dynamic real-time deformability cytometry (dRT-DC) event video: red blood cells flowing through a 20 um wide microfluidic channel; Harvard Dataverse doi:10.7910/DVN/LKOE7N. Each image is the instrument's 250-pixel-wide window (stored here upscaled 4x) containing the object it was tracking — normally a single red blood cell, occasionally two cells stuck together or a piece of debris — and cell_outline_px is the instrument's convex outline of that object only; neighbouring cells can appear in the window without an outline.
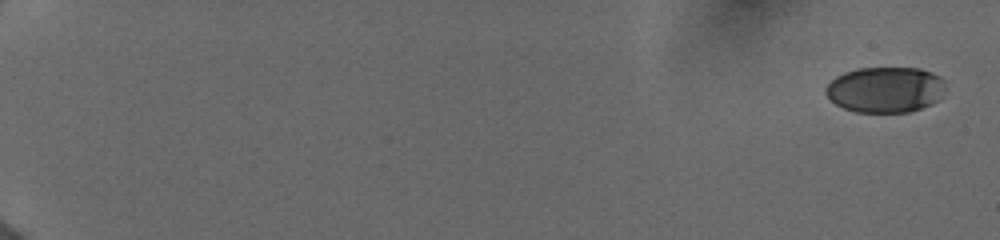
{"species": "human", "species_latin": "Homo sapiens", "temperature_condition": "cold", "stored_images_in_passage": 14, "camera_frame_rate_fps": 3000, "um_per_image_px": 0.085, "donor": {"sex": "female"}, "frame": {"image": 1, "passage_image": 1, "time_ms": 0.0, "image_size_px": [1000, 240], "cell_outline_px": [[944, 96], [932, 104], [908, 112], [856, 112], [844, 108], [836, 104], [824, 92], [824, 88], [836, 76], [844, 72], [856, 68], [920, 68], [932, 72], [940, 76], [944, 80]], "centroid_in_image_um": [75.27, 7.61], "position_along_channel_um": 9.7, "area_um2": 32.14}}
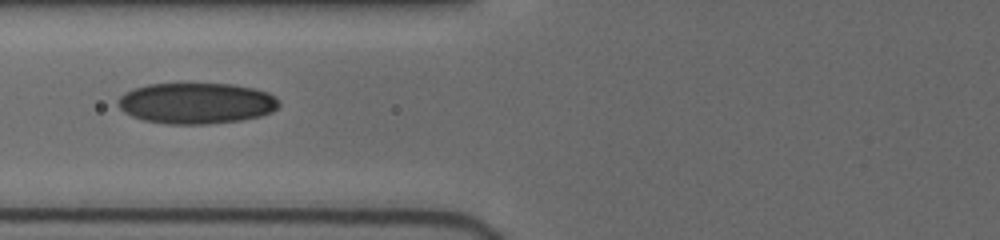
{"frame": {"image": 2, "passage_image": 12, "time_ms": 8.0, "image_size_px": [1000, 240], "cell_outline_px": [[280, 104], [272, 112], [260, 116], [240, 120], [208, 124], [164, 124], [144, 120], [132, 116], [124, 112], [116, 104], [116, 100], [124, 92], [132, 88], [148, 84], [236, 84], [268, 92], [276, 96], [280, 100]], "centroid_in_image_um": [16.67, 8.77], "position_along_channel_um": 109.1, "area_um2": 38.78}}
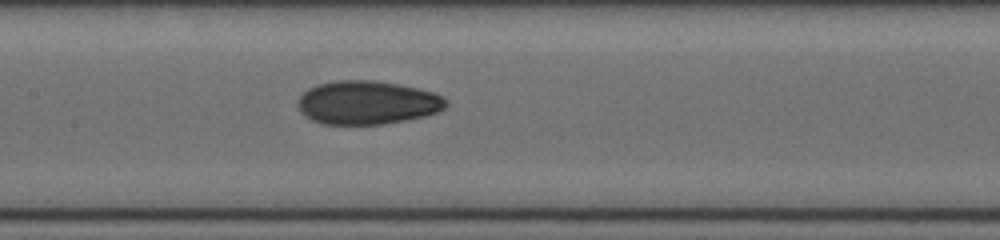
{"frame": {"image": 3, "passage_image": 14, "time_ms": 9.667, "image_size_px": [1000, 240], "cell_outline_px": [[448, 104], [444, 108], [436, 112], [424, 116], [408, 120], [384, 124], [320, 124], [304, 116], [300, 112], [296, 104], [296, 100], [308, 88], [316, 84], [336, 80], [372, 80], [396, 84], [416, 88], [432, 92], [448, 100]], "centroid_in_image_um": [31.16, 8.73], "position_along_channel_um": 176.2, "area_um2": 37.8}}